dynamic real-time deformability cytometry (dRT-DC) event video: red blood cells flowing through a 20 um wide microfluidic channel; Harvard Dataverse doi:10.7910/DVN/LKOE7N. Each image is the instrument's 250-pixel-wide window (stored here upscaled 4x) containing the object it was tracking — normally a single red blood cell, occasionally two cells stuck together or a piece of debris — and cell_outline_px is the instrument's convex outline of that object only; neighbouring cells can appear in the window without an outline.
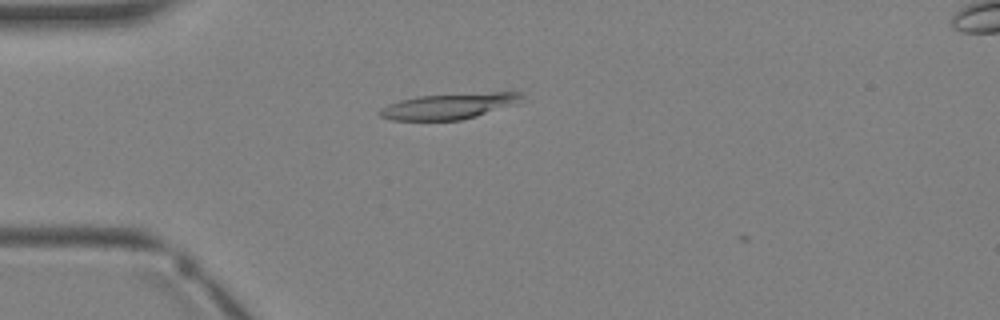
{"species": "Egyptian fruit bat (a non-hibernating species)", "species_latin": "Rousettus aegyptiacus", "temperature_condition": "warm", "stored_images_in_passage": 3, "camera_frame_rate_fps": 3000, "um_per_image_px": 0.085, "animal": {"sex": "female"}, "frame": {"image": 1, "passage_image": 2, "time_ms": 1.333, "image_size_px": [1000, 320], "cell_outline_px": [[524, 96], [516, 104], [476, 116], [460, 120], [392, 120], [380, 116], [376, 112], [380, 108], [388, 104], [400, 100], [416, 96], [492, 92], [520, 92]], "centroid_in_image_um": [38.12, 9.02], "position_along_channel_um": 46.9, "area_um2": 21.27}}